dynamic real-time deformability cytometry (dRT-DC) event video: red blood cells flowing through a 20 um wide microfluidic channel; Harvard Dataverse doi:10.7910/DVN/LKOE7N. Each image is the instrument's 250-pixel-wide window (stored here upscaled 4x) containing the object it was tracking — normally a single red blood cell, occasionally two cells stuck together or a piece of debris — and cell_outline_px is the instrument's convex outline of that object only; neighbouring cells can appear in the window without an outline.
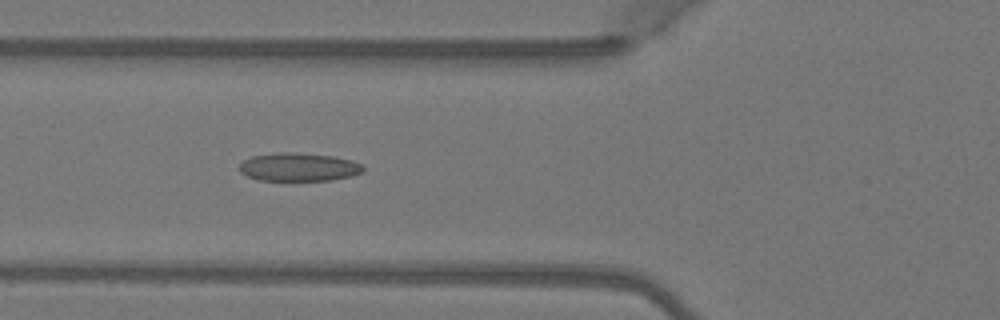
{"species": "Egyptian fruit bat (a non-hibernating species)", "species_latin": "Rousettus aegyptiacus", "temperature_condition": "warm", "stored_images_in_passage": 4, "camera_frame_rate_fps": 3000, "um_per_image_px": 0.085, "animal": {"sex": "female"}, "frame": {"image": 1, "passage_image": 3, "time_ms": 0.667, "image_size_px": [1000, 320], "cell_outline_px": [[364, 172], [352, 176], [332, 180], [260, 180], [248, 176], [240, 172], [240, 164], [244, 160], [252, 156], [280, 152], [288, 152], [332, 156], [352, 160], [364, 164]], "centroid_in_image_um": [25.44, 14.2], "position_along_channel_um": 100.4, "area_um2": 20.35}}
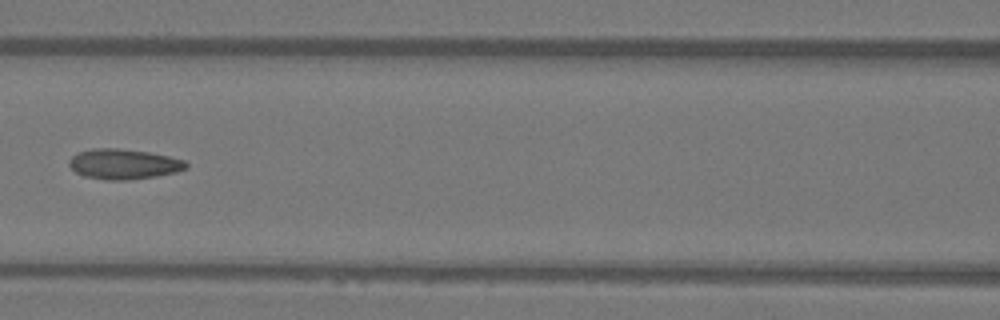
{"frame": {"image": 2, "passage_image": 4, "time_ms": 1.0, "image_size_px": [1000, 320], "cell_outline_px": [[188, 168], [176, 172], [156, 176], [124, 180], [104, 180], [84, 176], [76, 172], [68, 164], [68, 160], [76, 152], [92, 148], [120, 148], [148, 152], [168, 156], [184, 160], [188, 164]], "centroid_in_image_um": [10.48, 13.94], "position_along_channel_um": 156.1, "area_um2": 20.69}}